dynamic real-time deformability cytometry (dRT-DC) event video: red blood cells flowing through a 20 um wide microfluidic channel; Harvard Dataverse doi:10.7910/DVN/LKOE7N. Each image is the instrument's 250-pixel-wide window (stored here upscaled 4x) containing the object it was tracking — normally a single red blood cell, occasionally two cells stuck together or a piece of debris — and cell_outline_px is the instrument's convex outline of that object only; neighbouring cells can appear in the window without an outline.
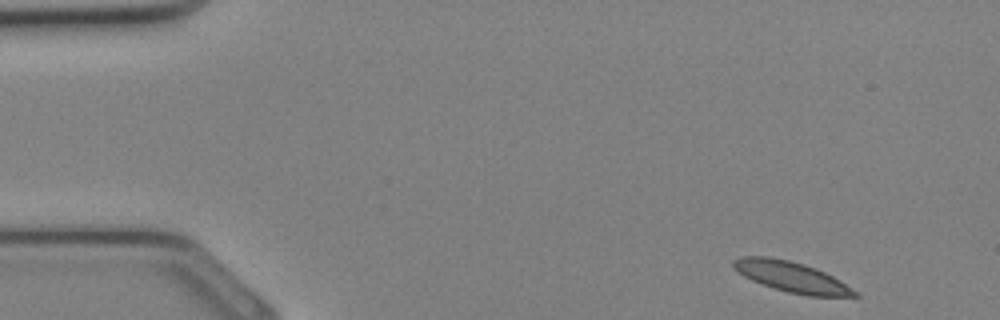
{"species": "Egyptian fruit bat (a non-hibernating species)", "species_latin": "Rousettus aegyptiacus", "temperature_condition": "cold", "stored_images_in_passage": 32, "camera_frame_rate_fps": 3000, "um_per_image_px": 0.085, "animal": {"sex": "female"}, "frame": {"image": 1, "passage_image": 1, "time_ms": 0.0, "image_size_px": [1000, 320], "cell_outline_px": [[860, 296], [808, 296], [788, 292], [752, 280], [744, 276], [732, 268], [732, 260], [740, 256], [768, 256], [788, 260], [804, 264], [816, 268], [840, 280], [856, 292]], "centroid_in_image_um": [67.23, 23.51], "position_along_channel_um": 17.8, "area_um2": 21.33}}
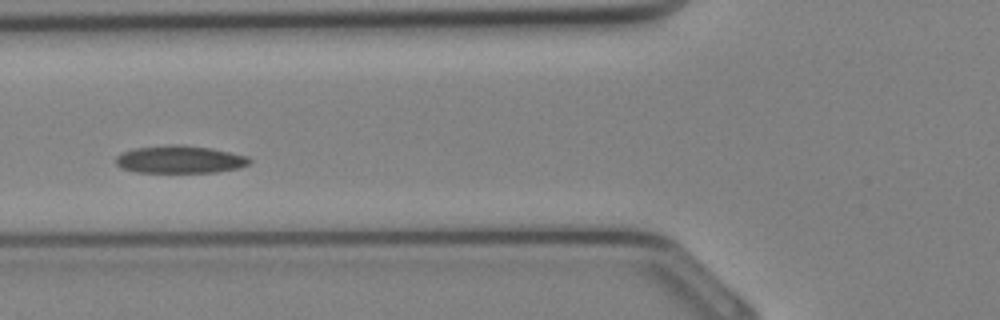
{"frame": {"image": 2, "passage_image": 11, "time_ms": 3.333, "image_size_px": [1000, 320], "cell_outline_px": [[252, 160], [248, 164], [240, 168], [216, 172], [136, 172], [120, 168], [116, 164], [116, 156], [132, 148], [172, 144], [184, 144], [212, 148], [248, 156]], "centroid_in_image_um": [15.29, 13.54], "position_along_channel_um": 110.5, "area_um2": 21.73}}
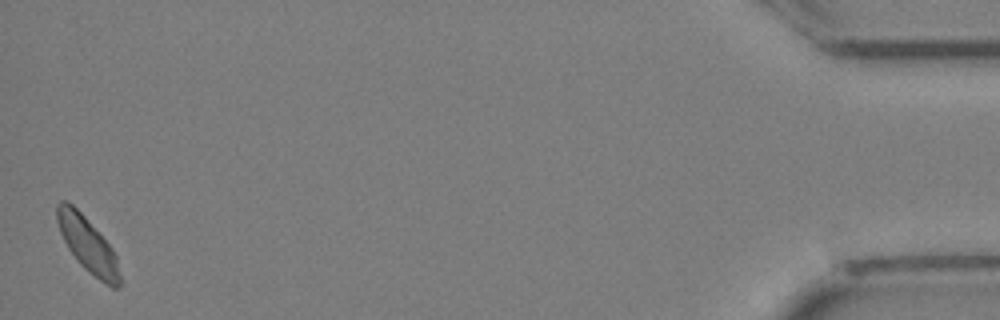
{"frame": {"image": 3, "passage_image": 32, "time_ms": 10.333, "image_size_px": [1000, 320], "cell_outline_px": [[120, 288], [112, 288], [100, 280], [84, 268], [76, 260], [68, 248], [60, 232], [56, 220], [56, 204], [60, 200], [68, 200], [84, 216], [112, 248], [116, 256], [120, 276]], "centroid_in_image_um": [7.43, 20.78], "position_along_channel_um": 427.8, "area_um2": 19.94}}